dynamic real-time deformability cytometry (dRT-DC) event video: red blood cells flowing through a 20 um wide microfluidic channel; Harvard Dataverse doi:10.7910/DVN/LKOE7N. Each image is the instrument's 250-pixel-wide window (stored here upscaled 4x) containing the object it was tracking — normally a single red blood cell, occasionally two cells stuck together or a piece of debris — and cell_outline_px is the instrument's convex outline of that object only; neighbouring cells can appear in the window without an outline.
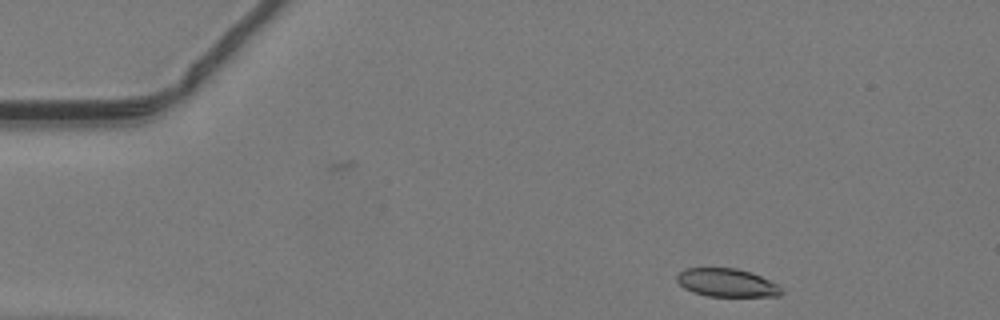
{"species": "common noctule bat (a hibernating species)", "species_latin": "Nyctalus noctula", "temperature_condition": "warm", "stored_images_in_passage": 42, "camera_frame_rate_fps": 3000, "um_per_image_px": 0.085, "animal": {"sex": "male", "body_mass_g": 19.2, "forearm_length_mm": 51.8}, "frame": {"image": 1, "passage_image": 1, "time_ms": 0.0, "image_size_px": [1000, 320], "cell_outline_px": [[784, 292], [780, 296], [708, 296], [692, 292], [684, 288], [676, 280], [676, 276], [684, 268], [736, 268], [752, 272], [776, 284]], "centroid_in_image_um": [61.76, 24.03], "position_along_channel_um": 23.2, "area_um2": 17.17}}
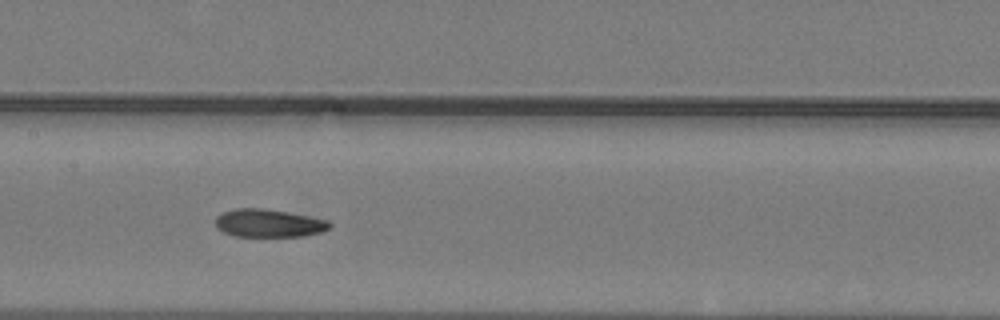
{"frame": {"image": 2, "passage_image": 18, "time_ms": 5.667, "image_size_px": [1000, 320], "cell_outline_px": [[332, 228], [320, 232], [300, 236], [236, 236], [224, 232], [216, 228], [216, 216], [232, 208], [260, 208], [288, 212], [328, 220], [332, 224]], "centroid_in_image_um": [22.84, 18.96], "position_along_channel_um": 184.6, "area_um2": 18.55}}
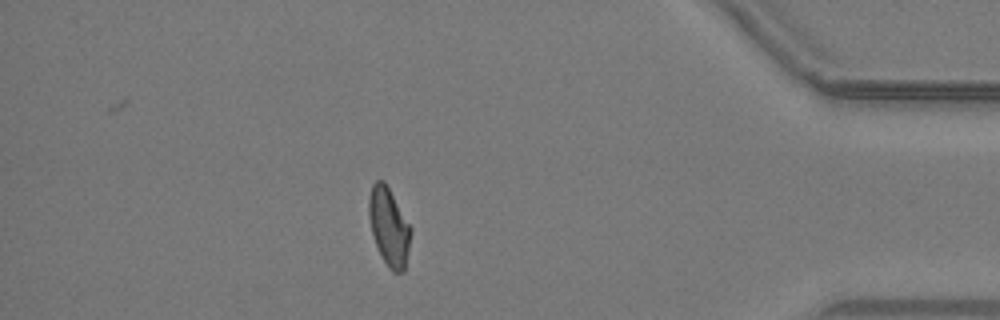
{"frame": {"image": 3, "passage_image": 36, "time_ms": 11.667, "image_size_px": [1000, 320], "cell_outline_px": [[412, 232], [404, 272], [392, 272], [388, 268], [380, 256], [372, 232], [368, 216], [368, 196], [372, 184], [376, 180], [384, 180], [412, 228]], "centroid_in_image_um": [33.05, 19.28], "position_along_channel_um": 402.1, "area_um2": 19.25}}